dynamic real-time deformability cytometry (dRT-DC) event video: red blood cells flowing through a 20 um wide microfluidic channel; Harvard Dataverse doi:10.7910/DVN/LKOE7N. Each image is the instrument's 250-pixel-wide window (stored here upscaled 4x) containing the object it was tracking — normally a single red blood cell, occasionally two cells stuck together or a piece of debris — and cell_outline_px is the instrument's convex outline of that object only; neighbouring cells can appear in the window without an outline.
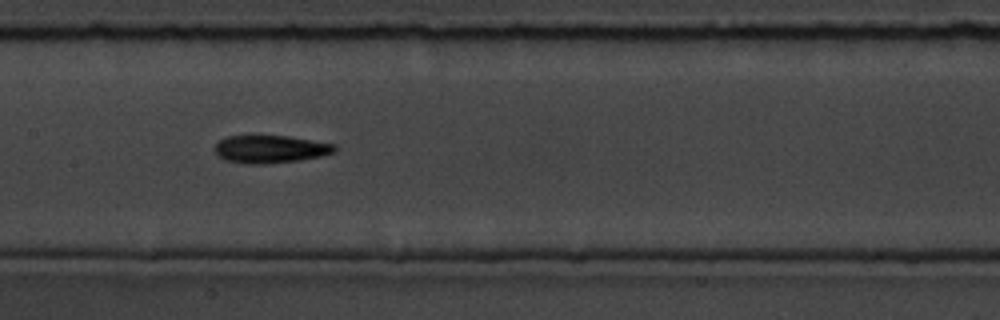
{"species": "common noctule bat (a hibernating species)", "species_latin": "Nyctalus noctula", "temperature_condition": "room temperature", "stored_images_in_passage": 15, "camera_frame_rate_fps": 3000, "um_per_image_px": 0.085, "animal": {"sex": "male", "body_mass_g": 19.5, "forearm_length_mm": 54.6}, "frame": {"image": 1, "passage_image": 7, "time_ms": 2.0, "image_size_px": [1000, 320], "cell_outline_px": [[336, 152], [320, 156], [300, 160], [264, 164], [248, 164], [224, 160], [212, 148], [220, 140], [228, 136], [288, 136], [336, 144]], "centroid_in_image_um": [22.99, 12.68], "position_along_channel_um": 184.4, "area_um2": 19.36}}
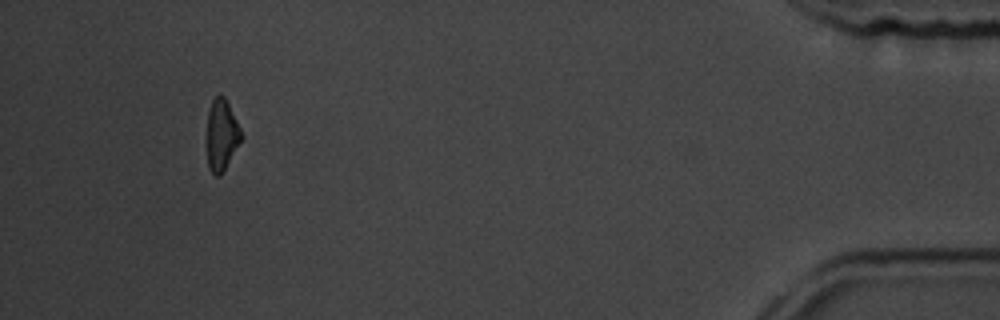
{"frame": {"image": 2, "passage_image": 15, "time_ms": 4.667, "image_size_px": [1000, 320], "cell_outline_px": [[244, 136], [220, 176], [216, 176], [208, 168], [208, 112], [212, 100], [216, 96], [224, 96]], "centroid_in_image_um": [18.85, 11.49], "position_along_channel_um": 416.3, "area_um2": 13.87}}